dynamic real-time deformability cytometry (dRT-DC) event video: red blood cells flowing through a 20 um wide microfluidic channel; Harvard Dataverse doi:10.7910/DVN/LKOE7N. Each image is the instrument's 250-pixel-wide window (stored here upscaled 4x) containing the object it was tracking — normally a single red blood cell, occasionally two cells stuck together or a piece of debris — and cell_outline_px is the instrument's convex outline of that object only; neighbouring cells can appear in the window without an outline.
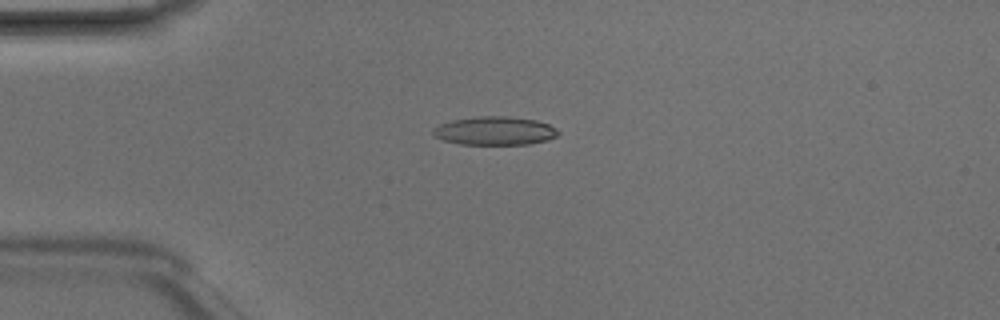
{"species": "Egyptian fruit bat (a non-hibernating species)", "species_latin": "Rousettus aegyptiacus", "temperature_condition": "room temperature", "stored_images_in_passage": 6, "camera_frame_rate_fps": 3000, "um_per_image_px": 0.085, "animal": {"sex": "male"}, "frame": {"image": 1, "passage_image": 4, "time_ms": 1.0, "image_size_px": [1000, 320], "cell_outline_px": [[560, 132], [556, 136], [544, 140], [528, 144], [460, 144], [444, 140], [436, 136], [432, 132], [432, 128], [440, 124], [452, 120], [480, 116], [508, 116], [536, 120], [548, 124], [556, 128]], "centroid_in_image_um": [42.05, 11.11], "position_along_channel_um": 43.0, "area_um2": 20.58}}